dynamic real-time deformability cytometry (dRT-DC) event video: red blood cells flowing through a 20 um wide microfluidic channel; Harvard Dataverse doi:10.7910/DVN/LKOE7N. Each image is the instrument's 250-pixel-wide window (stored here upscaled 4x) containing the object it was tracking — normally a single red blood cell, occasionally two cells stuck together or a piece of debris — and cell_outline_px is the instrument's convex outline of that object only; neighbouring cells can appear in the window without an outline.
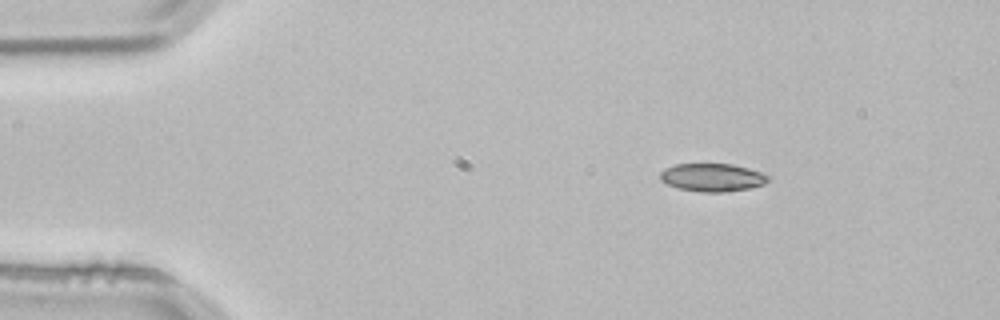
{"species": "common noctule bat (a hibernating species)", "species_latin": "Nyctalus noctula", "temperature_condition": "room temperature", "stored_images_in_passage": 2, "camera_frame_rate_fps": 3000, "um_per_image_px": 0.085, "animal": {"sex": "male", "body_mass_g": 21.5, "forearm_length_mm": 52.0}, "frame": {"image": 1, "passage_image": 1, "time_ms": 0.0, "image_size_px": [1000, 320], "cell_outline_px": [[768, 180], [764, 184], [748, 188], [724, 192], [700, 192], [680, 188], [668, 184], [660, 180], [660, 172], [664, 168], [676, 164], [732, 164], [748, 168], [760, 172], [768, 176]], "centroid_in_image_um": [60.52, 15.08], "position_along_channel_um": 24.5, "area_um2": 17.46}}